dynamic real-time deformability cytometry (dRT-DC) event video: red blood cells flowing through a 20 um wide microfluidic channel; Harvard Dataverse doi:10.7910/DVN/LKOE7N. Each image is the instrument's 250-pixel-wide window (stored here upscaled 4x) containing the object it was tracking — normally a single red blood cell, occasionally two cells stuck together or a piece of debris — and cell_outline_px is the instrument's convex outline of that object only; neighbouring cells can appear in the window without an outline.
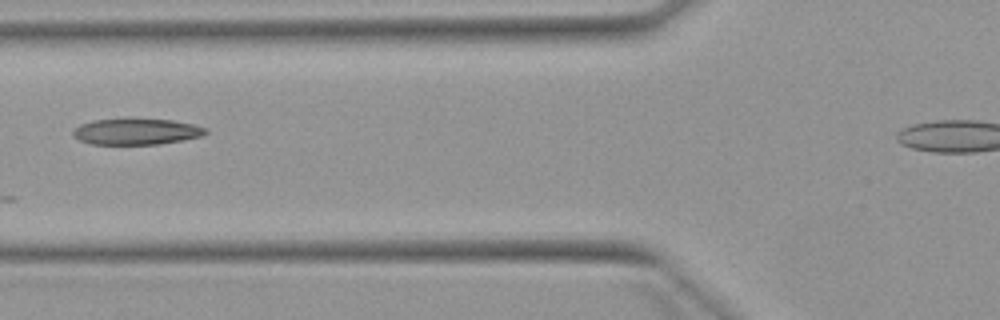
{"species": "Egyptian fruit bat (a non-hibernating species)", "species_latin": "Rousettus aegyptiacus", "temperature_condition": "warm", "stored_images_in_passage": 7, "segment_of_instrument_passage": [1, 2], "camera_frame_rate_fps": 3000, "um_per_image_px": 0.085, "animal": {"sex": "female"}, "frame": {"image": 1, "passage_image": 6, "time_ms": 6.0, "image_size_px": [1000, 320], "cell_outline_px": [[208, 132], [200, 136], [184, 140], [160, 144], [92, 144], [80, 140], [72, 136], [72, 128], [80, 124], [92, 120], [172, 120], [192, 124], [208, 128]], "centroid_in_image_um": [11.57, 11.2], "position_along_channel_um": 114.2, "area_um2": 19.94}}